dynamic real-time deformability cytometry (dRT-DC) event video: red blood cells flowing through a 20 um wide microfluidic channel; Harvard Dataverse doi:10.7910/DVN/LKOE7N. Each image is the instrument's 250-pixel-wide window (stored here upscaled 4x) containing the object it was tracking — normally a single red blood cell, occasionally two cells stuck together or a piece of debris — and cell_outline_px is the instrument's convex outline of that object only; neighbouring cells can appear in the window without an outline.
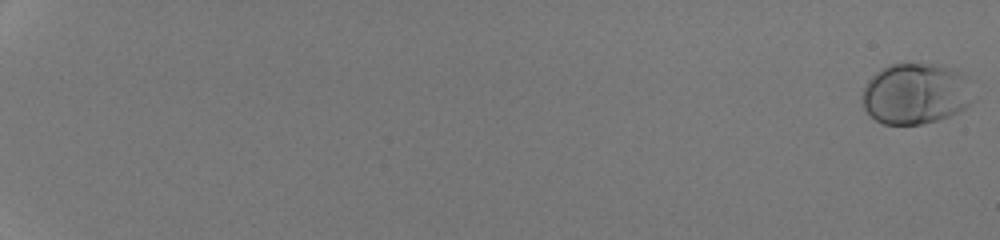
{"species": "human", "species_latin": "Homo sapiens", "temperature_condition": "room temperature", "stored_images_in_passage": 54, "camera_frame_rate_fps": 3000, "um_per_image_px": 0.085, "donor": {"sex": "male"}, "frame": {"image": 1, "passage_image": 1, "time_ms": 0.0, "image_size_px": [1000, 240], "cell_outline_px": [[976, 100], [960, 112], [936, 120], [920, 124], [884, 124], [876, 120], [864, 108], [864, 88], [868, 80], [876, 72], [892, 64], [924, 64], [948, 68], [960, 72], [964, 76]], "centroid_in_image_um": [77.86, 7.98], "position_along_channel_um": 7.1, "area_um2": 38.9}}
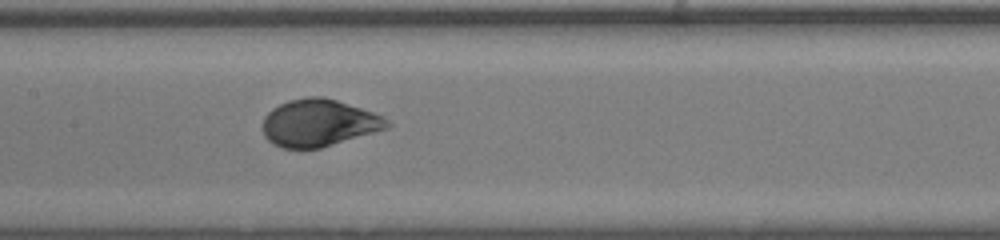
{"frame": {"image": 2, "passage_image": 32, "time_ms": 10.333, "image_size_px": [1000, 240], "cell_outline_px": [[392, 124], [388, 128], [320, 148], [284, 148], [272, 144], [264, 136], [260, 124], [264, 116], [272, 108], [288, 100], [308, 96], [324, 96], [384, 116]], "centroid_in_image_um": [27.05, 10.44], "position_along_channel_um": 180.3, "area_um2": 34.33}}
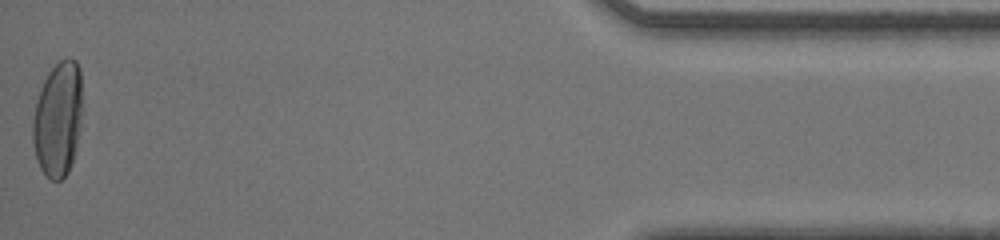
{"frame": {"image": 3, "passage_image": 54, "time_ms": 17.667, "image_size_px": [1000, 240], "cell_outline_px": [[80, 128], [76, 152], [72, 164], [68, 172], [60, 180], [52, 180], [40, 168], [36, 160], [32, 140], [32, 120], [36, 104], [44, 80], [48, 72], [60, 60], [68, 56], [76, 60], [80, 68]], "centroid_in_image_um": [4.91, 10.14], "position_along_channel_um": 430.3, "area_um2": 33.18}, "authors_computed_cell_mechanics": {"area_um2": 34.3621, "velocity_mm_per_s": 4.2602, "shape_relaxation_time_tau1_ms": 3.5503, "shape_relaxation_time_tau2_ms": null, "deformation_change_tau1": 0.1942, "deformation_change_tau2": null}}